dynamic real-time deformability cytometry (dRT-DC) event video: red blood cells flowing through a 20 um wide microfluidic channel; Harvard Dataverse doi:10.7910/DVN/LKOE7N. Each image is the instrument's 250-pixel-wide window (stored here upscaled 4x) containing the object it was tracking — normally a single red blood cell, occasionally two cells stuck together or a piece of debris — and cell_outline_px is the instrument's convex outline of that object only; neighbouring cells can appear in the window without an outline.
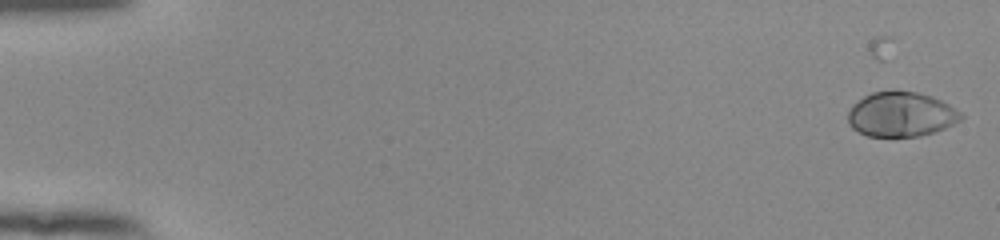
{"species": "human", "species_latin": "Homo sapiens", "temperature_condition": "room temperature", "stored_images_in_passage": 54, "camera_frame_rate_fps": 3000, "um_per_image_px": 0.085, "donor": {"sex": "female"}, "frame": {"image": 1, "passage_image": 1, "time_ms": 0.0, "image_size_px": [1000, 240], "cell_outline_px": [[964, 116], [960, 120], [944, 128], [920, 136], [868, 136], [852, 128], [848, 124], [848, 112], [852, 104], [864, 96], [872, 92], [892, 88], [916, 92], [932, 96], [948, 104], [960, 112]], "centroid_in_image_um": [76.55, 9.68], "position_along_channel_um": 8.4, "area_um2": 29.71}}
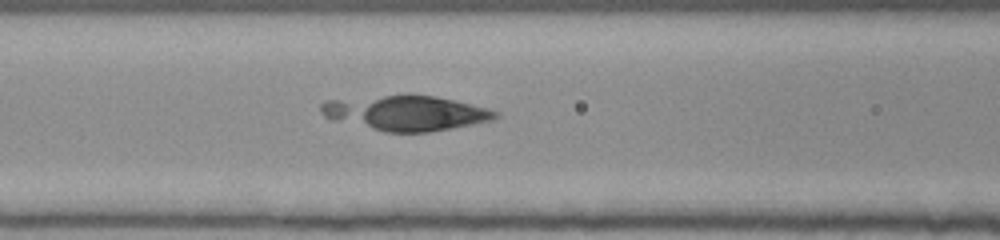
{"frame": {"image": 2, "passage_image": 24, "time_ms": 7.667, "image_size_px": [1000, 240], "cell_outline_px": [[500, 116], [492, 120], [452, 128], [428, 132], [384, 132], [332, 120], [324, 116], [320, 112], [320, 104], [324, 100], [408, 92], [436, 96], [488, 108], [500, 112]], "centroid_in_image_um": [34.45, 9.57], "position_along_channel_um": 132.1, "area_um2": 36.53}}
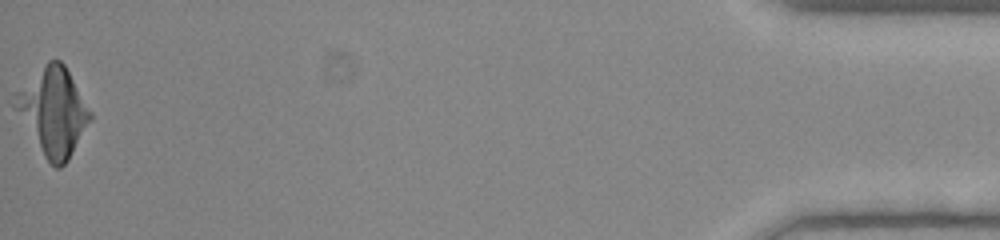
{"frame": {"image": 3, "passage_image": 54, "time_ms": 17.667, "image_size_px": [1000, 240], "cell_outline_px": [[92, 120], [68, 160], [60, 168], [56, 168], [44, 156], [12, 104], [20, 92], [44, 64], [48, 60], [60, 60], [64, 64], [92, 112]], "centroid_in_image_um": [4.59, 9.51], "position_along_channel_um": 430.6, "area_um2": 36.93}}